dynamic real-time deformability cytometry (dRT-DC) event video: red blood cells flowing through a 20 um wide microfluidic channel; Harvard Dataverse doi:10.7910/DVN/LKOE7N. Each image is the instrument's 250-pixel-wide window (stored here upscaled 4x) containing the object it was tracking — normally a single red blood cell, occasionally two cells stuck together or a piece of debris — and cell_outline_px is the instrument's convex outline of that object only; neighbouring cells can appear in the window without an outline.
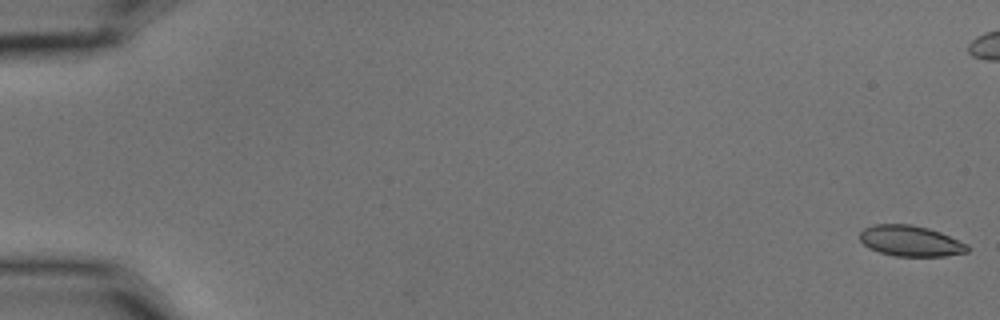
{"species": "common noctule bat (a hibernating species)", "species_latin": "Nyctalus noctula", "temperature_condition": "cold", "stored_images_in_passage": 8, "camera_frame_rate_fps": 3000, "um_per_image_px": 0.085, "animal": {"sex": "male", "body_mass_g": 15.6}, "frame": {"image": 1, "passage_image": 1, "time_ms": 0.0, "image_size_px": [1000, 320], "cell_outline_px": [[968, 252], [944, 256], [896, 256], [880, 252], [868, 248], [860, 240], [860, 232], [864, 228], [876, 224], [912, 224], [928, 228], [940, 232], [968, 244]], "centroid_in_image_um": [77.39, 20.48], "position_along_channel_um": 7.6, "area_um2": 19.25}}